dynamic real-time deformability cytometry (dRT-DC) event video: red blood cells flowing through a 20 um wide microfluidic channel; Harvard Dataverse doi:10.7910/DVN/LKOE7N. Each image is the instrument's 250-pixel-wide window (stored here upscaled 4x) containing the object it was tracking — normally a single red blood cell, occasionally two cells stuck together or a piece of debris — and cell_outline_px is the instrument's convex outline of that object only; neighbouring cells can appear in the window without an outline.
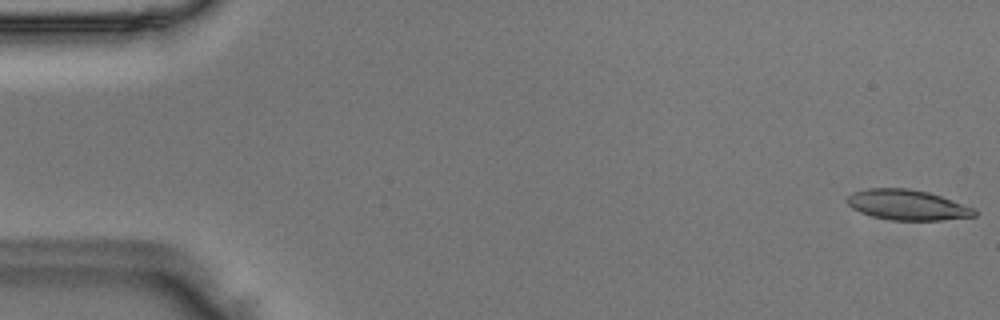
{"species": "Egyptian fruit bat (a non-hibernating species)", "species_latin": "Rousettus aegyptiacus", "temperature_condition": "room temperature", "stored_images_in_passage": 50, "camera_frame_rate_fps": 3000, "um_per_image_px": 0.085, "animal": {"sex": "male"}, "frame": {"image": 1, "passage_image": 1, "time_ms": 0.0, "image_size_px": [1000, 320], "cell_outline_px": [[976, 216], [940, 220], [892, 220], [872, 216], [860, 212], [852, 208], [844, 200], [852, 192], [864, 188], [908, 188], [928, 192], [976, 208]], "centroid_in_image_um": [77.09, 17.41], "position_along_channel_um": 7.9, "area_um2": 22.6}}
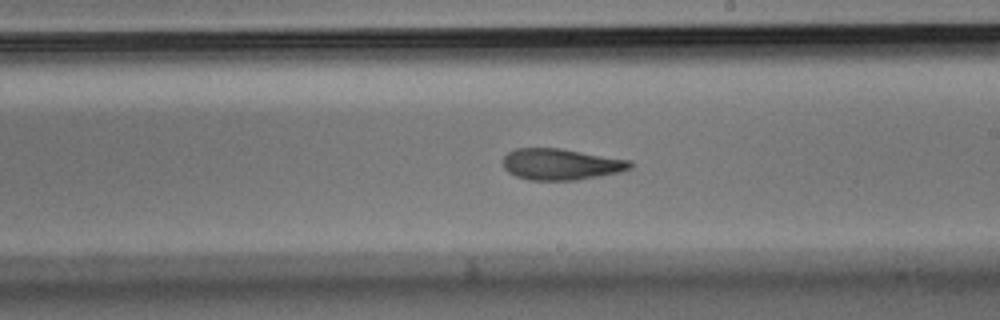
{"frame": {"image": 2, "passage_image": 29, "time_ms": 9.333, "image_size_px": [1000, 320], "cell_outline_px": [[632, 168], [620, 172], [600, 176], [576, 180], [528, 180], [516, 176], [508, 172], [504, 168], [500, 160], [508, 152], [516, 148], [560, 148], [632, 160]], "centroid_in_image_um": [47.67, 13.96], "position_along_channel_um": 241.3, "area_um2": 23.47}}
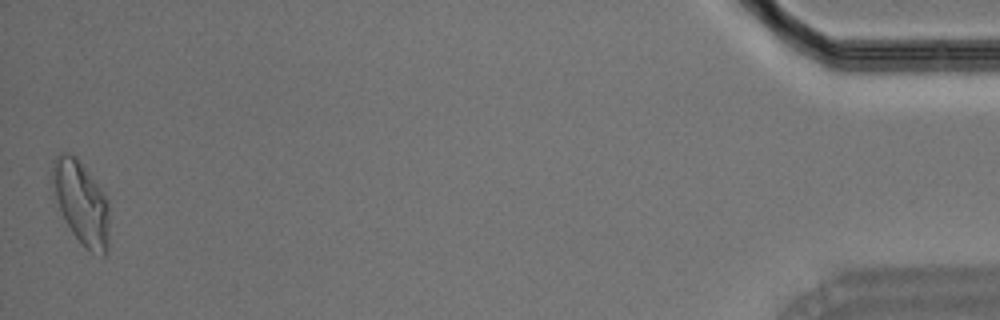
{"frame": {"image": 3, "passage_image": 50, "time_ms": 16.333, "image_size_px": [1000, 320], "cell_outline_px": [[108, 248], [104, 256], [92, 252], [84, 248], [72, 232], [60, 208], [56, 196], [52, 176], [52, 160], [60, 152], [68, 152], [76, 156], [104, 192], [108, 200]], "centroid_in_image_um": [6.93, 17.21], "position_along_channel_um": 428.3, "area_um2": 27.28}}